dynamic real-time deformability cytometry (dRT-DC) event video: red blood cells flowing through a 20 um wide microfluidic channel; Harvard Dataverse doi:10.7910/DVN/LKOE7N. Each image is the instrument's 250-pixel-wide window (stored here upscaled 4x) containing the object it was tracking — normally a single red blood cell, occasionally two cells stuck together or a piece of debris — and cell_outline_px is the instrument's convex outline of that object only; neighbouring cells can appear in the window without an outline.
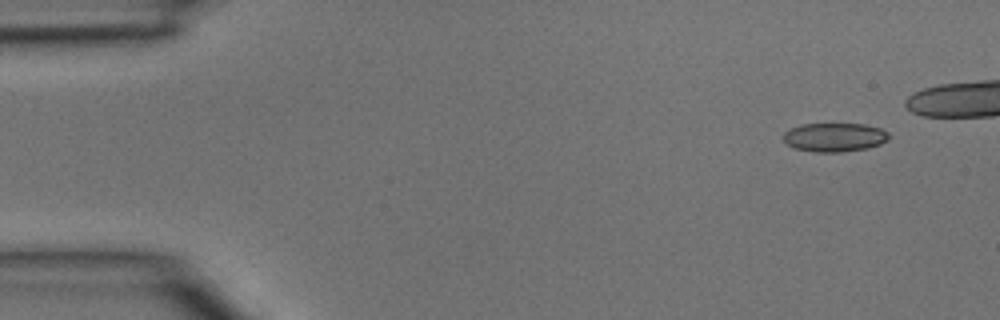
{"species": "common noctule bat (a hibernating species)", "species_latin": "Nyctalus noctula", "temperature_condition": "room temperature", "stored_images_in_passage": 4, "camera_frame_rate_fps": 3000, "um_per_image_px": 0.085, "animal": {"sex": "male", "body_mass_g": 15.6}, "frame": {"image": 1, "passage_image": 1, "time_ms": 0.0, "image_size_px": [1000, 320], "cell_outline_px": [[892, 136], [888, 140], [880, 144], [868, 148], [840, 152], [816, 152], [796, 148], [788, 144], [784, 140], [784, 132], [792, 128], [804, 124], [864, 124], [880, 128], [888, 132]], "centroid_in_image_um": [70.99, 11.66], "position_along_channel_um": 14.0, "area_um2": 17.63}}